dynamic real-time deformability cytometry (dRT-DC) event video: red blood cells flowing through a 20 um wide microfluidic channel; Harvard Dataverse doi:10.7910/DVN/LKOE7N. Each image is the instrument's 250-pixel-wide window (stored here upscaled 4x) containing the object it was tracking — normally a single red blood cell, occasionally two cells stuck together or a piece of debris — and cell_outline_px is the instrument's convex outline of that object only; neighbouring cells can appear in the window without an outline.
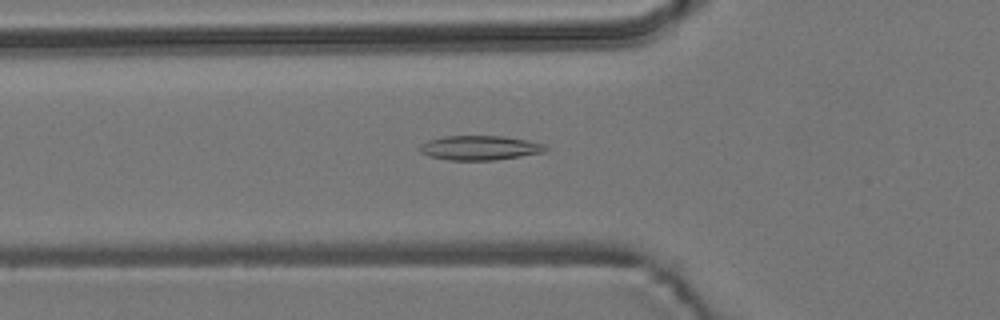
{"species": "common noctule bat (a hibernating species)", "species_latin": "Nyctalus noctula", "temperature_condition": "room temperature", "stored_images_in_passage": 53, "camera_frame_rate_fps": 3000, "um_per_image_px": 0.085, "animal": {"sex": "male", "body_mass_g": 19.2, "forearm_length_mm": 51.8}, "frame": {"image": 1, "passage_image": 19, "time_ms": 6.0, "image_size_px": [1000, 320], "cell_outline_px": [[548, 148], [544, 152], [520, 156], [492, 160], [448, 160], [428, 156], [420, 152], [420, 144], [428, 140], [444, 136], [504, 136], [528, 140], [544, 144]], "centroid_in_image_um": [40.76, 12.56], "position_along_channel_um": 85.0, "area_um2": 17.92}}
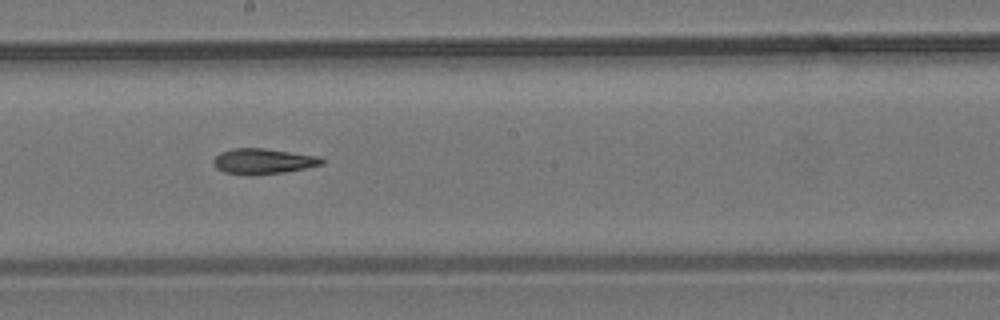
{"frame": {"image": 2, "passage_image": 30, "time_ms": 9.667, "image_size_px": [1000, 320], "cell_outline_px": [[324, 164], [284, 172], [252, 176], [244, 176], [224, 172], [216, 168], [212, 164], [212, 160], [220, 152], [232, 148], [264, 148], [320, 156], [324, 160]], "centroid_in_image_um": [22.33, 13.71], "position_along_channel_um": 225.9, "area_um2": 16.42}}
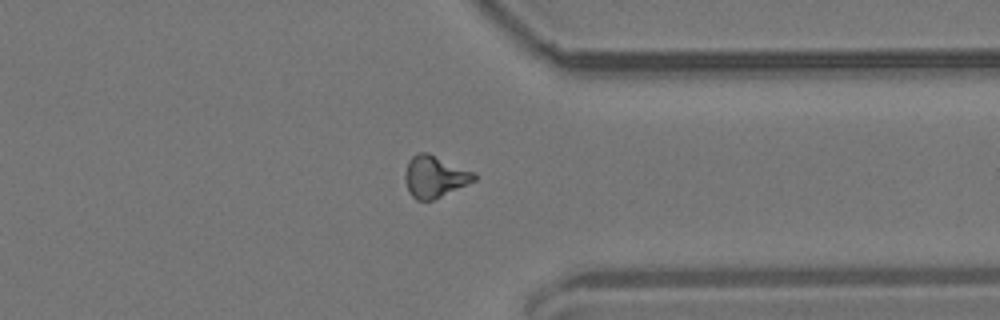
{"frame": {"image": 3, "passage_image": 42, "time_ms": 13.667, "image_size_px": [1000, 320], "cell_outline_px": [[476, 180], [432, 200], [416, 200], [408, 192], [404, 180], [404, 176], [408, 160], [416, 152], [428, 152], [476, 172]], "centroid_in_image_um": [36.93, 14.99], "position_along_channel_um": 374.5, "area_um2": 16.99}, "authors_computed_cell_mechanics": {"area_um2": 16.4152, "velocity_mm_per_s": 3.8134, "shape_relaxation_time_tau1_ms": null, "shape_relaxation_time_tau2_ms": 9.4827, "deformation_change_tau1": null, "deformation_change_tau2": 0.1937}}